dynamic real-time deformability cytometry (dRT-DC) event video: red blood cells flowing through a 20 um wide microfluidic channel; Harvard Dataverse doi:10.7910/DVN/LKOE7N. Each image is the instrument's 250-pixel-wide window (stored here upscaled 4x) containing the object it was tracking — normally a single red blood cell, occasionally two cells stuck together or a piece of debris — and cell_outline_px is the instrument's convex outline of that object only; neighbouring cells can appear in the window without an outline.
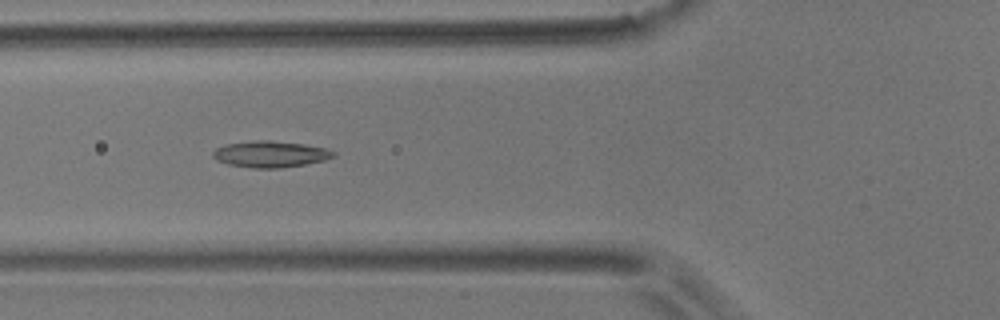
{"species": "common noctule bat (a hibernating species)", "species_latin": "Nyctalus noctula", "temperature_condition": "room temperature", "stored_images_in_passage": 8, "camera_frame_rate_fps": 3000, "um_per_image_px": 0.085, "animal": {"sex": "male", "body_mass_g": 17.9}, "frame": {"image": 1, "passage_image": 6, "time_ms": 5.667, "image_size_px": [1000, 320], "cell_outline_px": [[336, 156], [324, 160], [304, 164], [280, 168], [252, 168], [228, 164], [216, 160], [212, 156], [212, 152], [216, 148], [224, 144], [252, 140], [272, 140], [304, 144], [324, 148], [336, 152]], "centroid_in_image_um": [22.95, 13.09], "position_along_channel_um": 102.9, "area_um2": 18.61}}
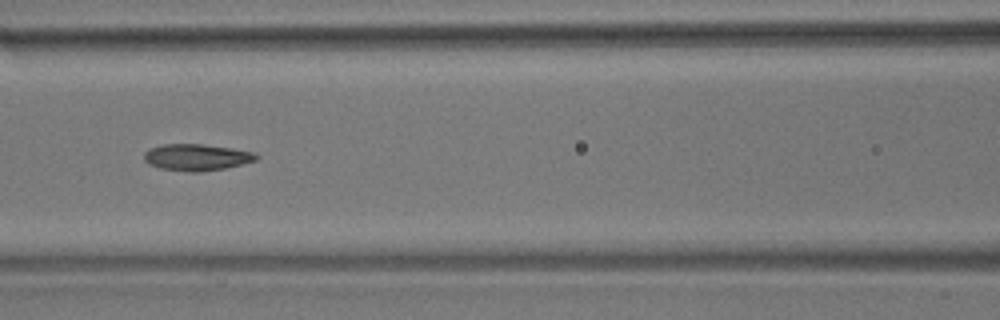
{"frame": {"image": 2, "passage_image": 7, "time_ms": 7.0, "image_size_px": [1000, 320], "cell_outline_px": [[260, 156], [256, 160], [224, 168], [200, 172], [188, 172], [160, 168], [148, 164], [144, 160], [144, 152], [148, 148], [164, 144], [204, 144], [232, 148], [256, 152]], "centroid_in_image_um": [16.7, 13.36], "position_along_channel_um": 149.9, "area_um2": 17.51}}
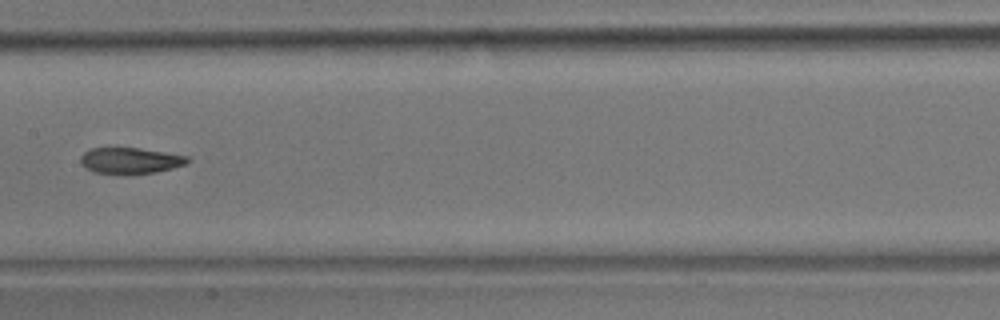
{"frame": {"image": 3, "passage_image": 8, "time_ms": 8.333, "image_size_px": [1000, 320], "cell_outline_px": [[192, 160], [188, 164], [156, 172], [96, 172], [84, 168], [80, 164], [80, 156], [84, 152], [92, 148], [140, 148], [188, 156]], "centroid_in_image_um": [11.1, 13.62], "position_along_channel_um": 196.3, "area_um2": 15.9}}